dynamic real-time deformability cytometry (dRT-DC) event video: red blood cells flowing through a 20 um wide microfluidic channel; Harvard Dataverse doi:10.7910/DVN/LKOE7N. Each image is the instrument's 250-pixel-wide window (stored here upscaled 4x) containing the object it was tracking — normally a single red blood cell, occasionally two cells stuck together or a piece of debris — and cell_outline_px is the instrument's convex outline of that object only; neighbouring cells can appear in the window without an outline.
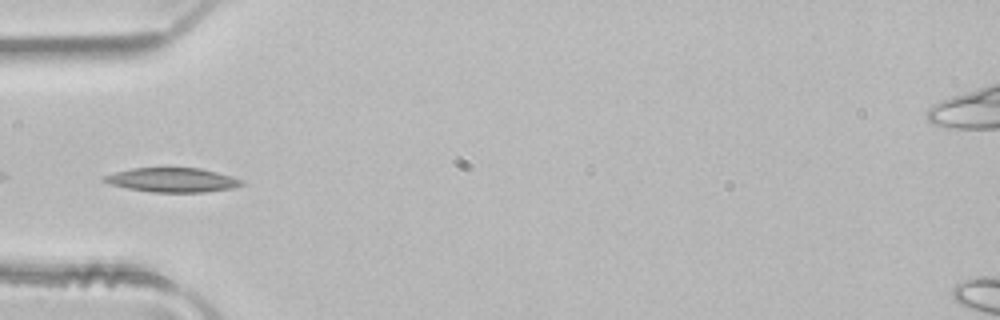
{"species": "common noctule bat (a hibernating species)", "species_latin": "Nyctalus noctula", "temperature_condition": "room temperature", "stored_images_in_passage": 3, "camera_frame_rate_fps": 3000, "um_per_image_px": 0.085, "animal": {"sex": "male", "body_mass_g": 21.5, "forearm_length_mm": 52.0}, "frame": {"image": 1, "passage_image": 3, "time_ms": 0.667, "image_size_px": [1000, 320], "cell_outline_px": [[244, 184], [232, 188], [204, 192], [152, 192], [128, 188], [112, 184], [100, 180], [100, 176], [132, 168], [200, 168], [232, 176], [244, 180]], "centroid_in_image_um": [14.64, 15.29], "position_along_channel_um": 70.4, "area_um2": 19.42}}